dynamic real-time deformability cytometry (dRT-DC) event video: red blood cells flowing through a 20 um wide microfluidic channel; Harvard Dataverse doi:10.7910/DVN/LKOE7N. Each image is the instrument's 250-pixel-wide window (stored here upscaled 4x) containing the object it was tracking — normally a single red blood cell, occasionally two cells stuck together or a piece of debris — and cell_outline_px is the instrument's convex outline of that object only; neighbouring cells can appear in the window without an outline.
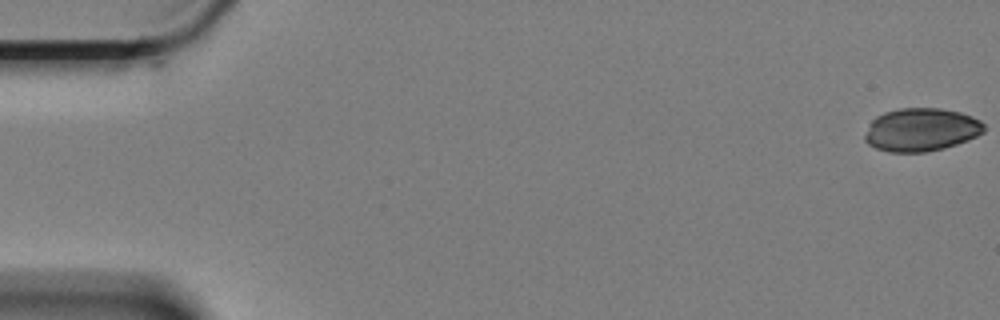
{"species": "Egyptian fruit bat (a non-hibernating species)", "species_latin": "Rousettus aegyptiacus", "temperature_condition": "cold", "stored_images_in_passage": 60, "camera_frame_rate_fps": 3000, "um_per_image_px": 0.085, "animal": {"sex": "female"}, "frame": {"image": 1, "passage_image": 1, "time_ms": 0.0, "image_size_px": [1000, 320], "cell_outline_px": [[984, 132], [968, 140], [944, 148], [924, 152], [888, 152], [876, 148], [868, 144], [864, 140], [864, 136], [872, 120], [876, 116], [884, 112], [900, 108], [940, 108], [960, 112], [972, 116], [980, 120], [984, 124]], "centroid_in_image_um": [78.29, 11.02], "position_along_channel_um": 6.7, "area_um2": 30.0}}
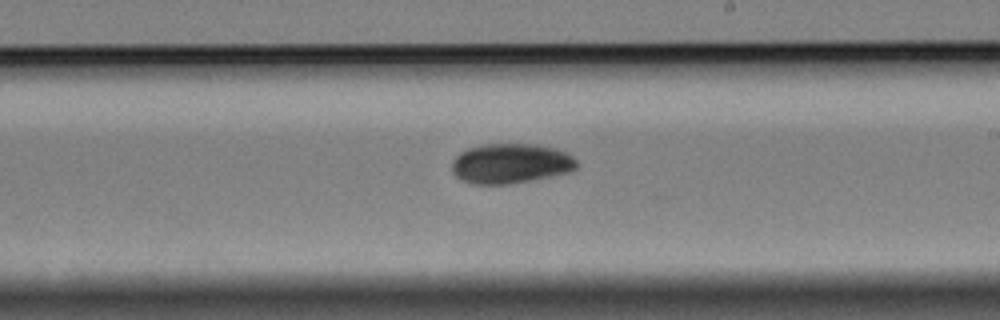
{"frame": {"image": 2, "passage_image": 35, "time_ms": 11.333, "image_size_px": [1000, 320], "cell_outline_px": [[580, 164], [572, 172], [532, 180], [508, 184], [472, 184], [460, 180], [452, 172], [452, 160], [460, 152], [468, 148], [484, 144], [540, 144], [556, 148], [568, 152]], "centroid_in_image_um": [43.44, 13.89], "position_along_channel_um": 245.6, "area_um2": 29.54}}
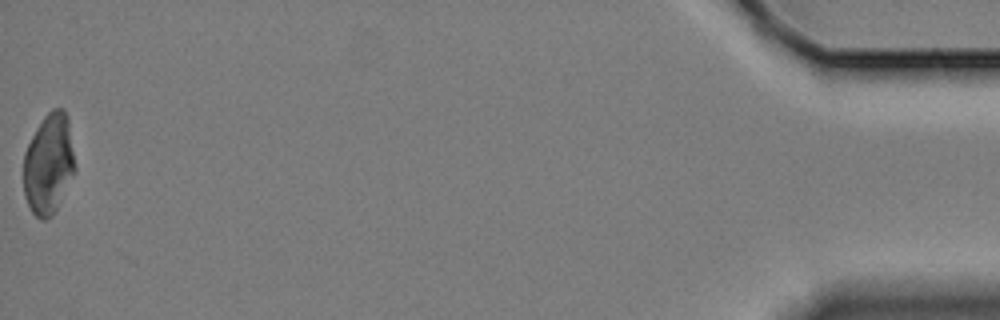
{"frame": {"image": 3, "passage_image": 60, "time_ms": 19.667, "image_size_px": [1000, 320], "cell_outline_px": [[76, 168], [52, 216], [44, 220], [40, 220], [32, 212], [24, 196], [24, 152], [36, 128], [44, 116], [52, 108], [64, 108], [68, 116]], "centroid_in_image_um": [4.14, 13.9], "position_along_channel_um": 431.1, "area_um2": 30.06}}